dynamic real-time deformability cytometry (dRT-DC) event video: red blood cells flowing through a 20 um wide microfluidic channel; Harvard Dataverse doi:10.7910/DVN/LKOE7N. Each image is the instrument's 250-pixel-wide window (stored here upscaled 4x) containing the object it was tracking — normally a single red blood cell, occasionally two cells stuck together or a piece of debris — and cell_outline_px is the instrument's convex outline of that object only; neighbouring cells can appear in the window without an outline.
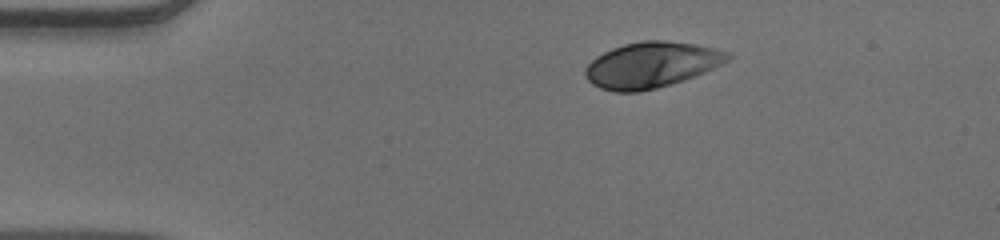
{"species": "human", "species_latin": "Homo sapiens", "temperature_condition": "warm", "stored_images_in_passage": 44, "camera_frame_rate_fps": 3000, "um_per_image_px": 0.085, "donor": {"sex": "male"}, "frame": {"image": 1, "passage_image": 1, "time_ms": 0.0, "image_size_px": [1000, 240], "cell_outline_px": [[732, 56], [724, 64], [696, 76], [672, 84], [640, 92], [616, 92], [600, 88], [592, 84], [588, 80], [584, 72], [588, 64], [596, 56], [612, 48], [624, 44], [644, 40], [664, 40], [696, 44], [716, 48], [732, 52]], "centroid_in_image_um": [55.42, 5.51], "position_along_channel_um": 29.6, "area_um2": 38.32}}
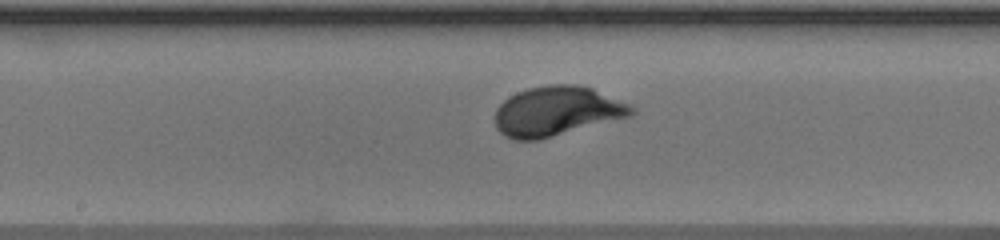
{"frame": {"image": 2, "passage_image": 19, "time_ms": 6.0, "image_size_px": [1000, 240], "cell_outline_px": [[636, 112], [632, 116], [540, 140], [512, 140], [504, 136], [496, 128], [496, 108], [508, 96], [516, 92], [528, 88], [548, 84], [576, 84], [592, 88], [628, 104], [636, 108]], "centroid_in_image_um": [47.32, 9.46], "position_along_channel_um": 200.9, "area_um2": 39.77}}
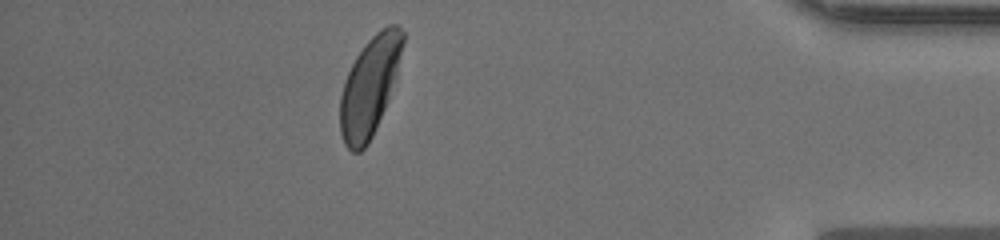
{"frame": {"image": 3, "passage_image": 38, "time_ms": 12.333, "image_size_px": [1000, 240], "cell_outline_px": [[404, 40], [396, 80], [388, 100], [376, 128], [368, 144], [360, 152], [352, 152], [344, 144], [340, 132], [340, 96], [344, 80], [356, 56], [364, 44], [380, 28], [388, 24], [396, 24], [404, 32]], "centroid_in_image_um": [31.42, 7.33], "position_along_channel_um": 403.8, "area_um2": 36.3}, "authors_computed_cell_mechanics": {"area_um2": 37.281, "velocity_mm_per_s": 3.8896, "shape_relaxation_time_tau1_ms": 2.3832, "shape_relaxation_time_tau2_ms": null, "deformation_change_tau1": 0.1631, "deformation_change_tau2": null}}